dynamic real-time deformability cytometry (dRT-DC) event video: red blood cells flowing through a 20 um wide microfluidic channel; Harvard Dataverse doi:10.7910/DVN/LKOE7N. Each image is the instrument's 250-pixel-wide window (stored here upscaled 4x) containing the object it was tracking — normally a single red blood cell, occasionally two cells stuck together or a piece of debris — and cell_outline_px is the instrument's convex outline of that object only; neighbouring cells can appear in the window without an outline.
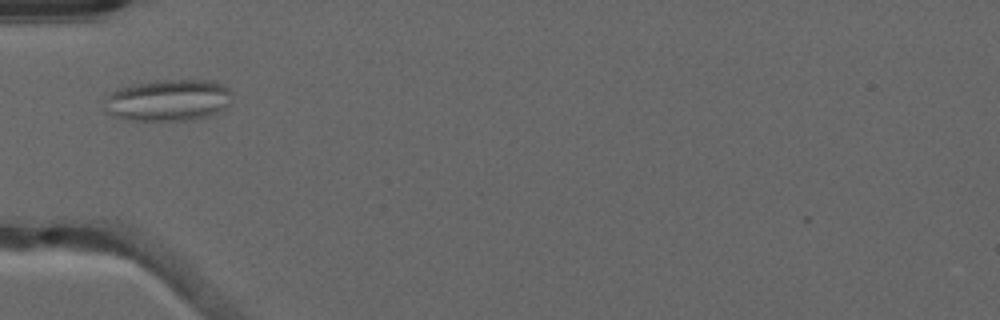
{"species": "common noctule bat (a hibernating species)", "species_latin": "Nyctalus noctula", "temperature_condition": "warm", "stored_images_in_passage": 35, "camera_frame_rate_fps": 3000, "um_per_image_px": 0.085, "animal": {"sex": "male", "forearm_length_mm": 52.5}, "frame": {"image": 1, "passage_image": 1, "time_ms": 0.0, "image_size_px": [1000, 320], "cell_outline_px": [[232, 100], [220, 112], [192, 120], [124, 120], [104, 112], [104, 96], [116, 88], [132, 84], [156, 80], [208, 80], [220, 84], [228, 88], [232, 92]], "centroid_in_image_um": [14.23, 8.52], "position_along_channel_um": 70.8, "area_um2": 31.5}}
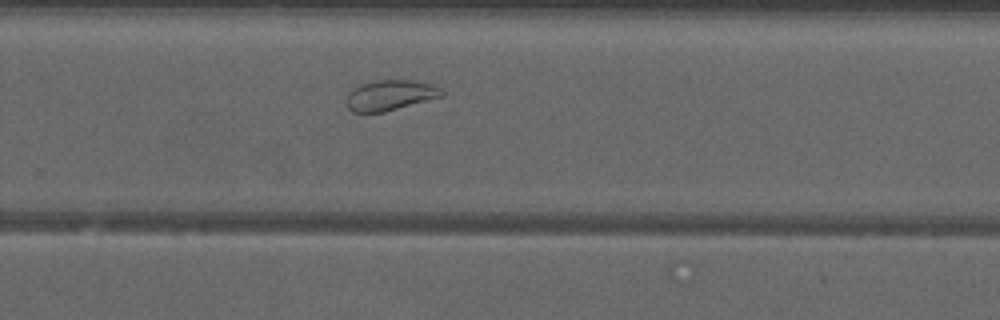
{"frame": {"image": 2, "passage_image": 18, "time_ms": 5.667, "image_size_px": [1000, 320], "cell_outline_px": [[444, 96], [384, 112], [352, 112], [348, 108], [348, 92], [352, 88], [360, 84], [376, 80], [408, 80], [432, 84], [440, 88], [444, 92]], "centroid_in_image_um": [33.17, 8.09], "position_along_channel_um": 296.6, "area_um2": 16.82}}
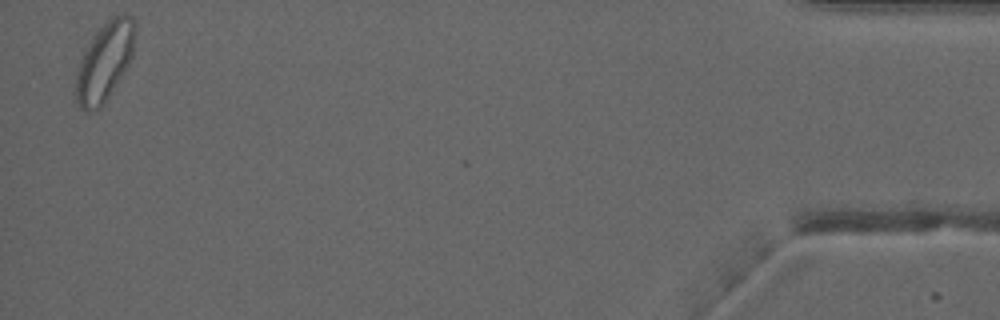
{"frame": {"image": 3, "passage_image": 34, "time_ms": 11.0, "image_size_px": [1000, 320], "cell_outline_px": [[136, 28], [132, 56], [128, 64], [104, 104], [100, 108], [84, 112], [80, 108], [72, 92], [76, 72], [80, 60], [88, 44], [96, 32], [104, 24], [116, 16], [132, 16]], "centroid_in_image_um": [8.84, 5.31], "position_along_channel_um": 426.4, "area_um2": 26.93}, "authors_computed_cell_mechanics": {"area_um2": 21.2126, "velocity_mm_per_s": 3.9949, "shape_relaxation_time_tau1_ms": null, "shape_relaxation_time_tau2_ms": 1.6189, "deformation_change_tau1": null, "deformation_change_tau2": 0.0725}}